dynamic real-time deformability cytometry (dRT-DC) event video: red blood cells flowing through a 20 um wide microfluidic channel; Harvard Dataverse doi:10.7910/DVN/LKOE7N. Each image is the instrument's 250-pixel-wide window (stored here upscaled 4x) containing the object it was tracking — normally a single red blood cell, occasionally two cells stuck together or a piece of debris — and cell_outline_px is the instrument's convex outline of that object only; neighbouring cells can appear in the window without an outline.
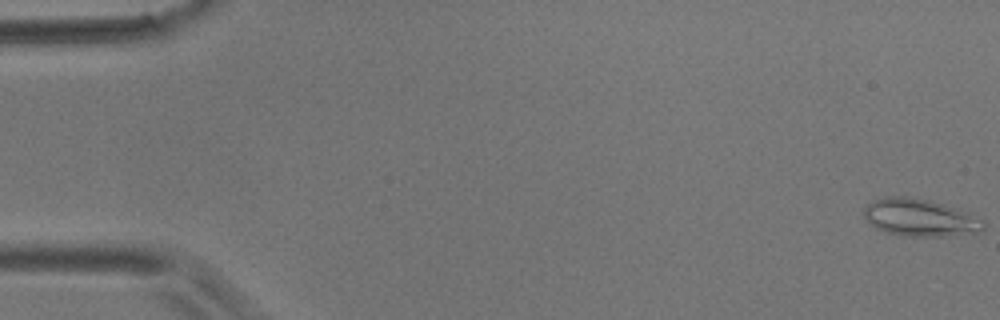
{"species": "common noctule bat (a hibernating species)", "species_latin": "Nyctalus noctula", "temperature_condition": "room temperature", "stored_images_in_passage": 5, "camera_frame_rate_fps": 3000, "um_per_image_px": 0.085, "animal": {"sex": "male", "body_mass_g": 17.9}, "frame": {"image": 1, "passage_image": 1, "time_ms": 0.0, "image_size_px": [1000, 320], "cell_outline_px": [[984, 228], [980, 232], [940, 236], [900, 236], [884, 232], [868, 224], [860, 212], [868, 204], [884, 196], [908, 196], [928, 200], [944, 204], [968, 212], [984, 220]], "centroid_in_image_um": [78.14, 18.5], "position_along_channel_um": 6.9, "area_um2": 26.36}}